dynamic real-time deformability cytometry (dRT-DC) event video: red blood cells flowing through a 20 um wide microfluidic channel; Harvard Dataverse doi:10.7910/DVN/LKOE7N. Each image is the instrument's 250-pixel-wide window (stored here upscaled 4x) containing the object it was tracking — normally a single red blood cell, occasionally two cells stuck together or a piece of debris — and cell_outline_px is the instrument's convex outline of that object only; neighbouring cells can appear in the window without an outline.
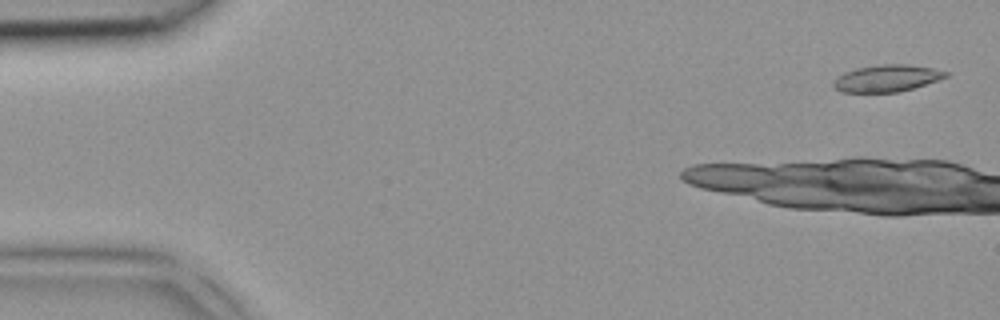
{"species": "common noctule bat (a hibernating species)", "species_latin": "Nyctalus noctula", "temperature_condition": "room temperature", "stored_images_in_passage": 7, "camera_frame_rate_fps": 3000, "um_per_image_px": 0.085, "animal": {"sex": "female", "body_mass_g": 18.4}, "frame": {"image": 1, "passage_image": 1, "time_ms": 0.0, "image_size_px": [1000, 320], "cell_outline_px": [[948, 76], [912, 88], [896, 92], [840, 92], [832, 88], [832, 84], [844, 72], [856, 68], [880, 64], [908, 64], [932, 68], [948, 72]], "centroid_in_image_um": [75.34, 6.65], "position_along_channel_um": 9.7, "area_um2": 17.4}}